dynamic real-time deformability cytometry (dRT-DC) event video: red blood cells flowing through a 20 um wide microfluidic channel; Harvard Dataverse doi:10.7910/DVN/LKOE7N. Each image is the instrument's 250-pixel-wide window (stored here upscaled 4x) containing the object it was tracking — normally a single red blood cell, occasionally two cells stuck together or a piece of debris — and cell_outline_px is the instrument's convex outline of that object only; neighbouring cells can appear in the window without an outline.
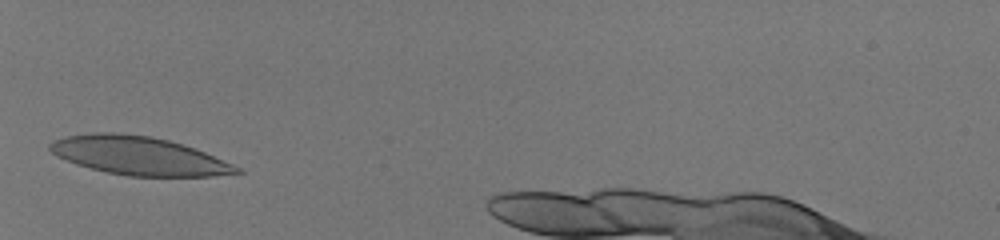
{"species": "human", "species_latin": "Homo sapiens", "temperature_condition": "room temperature", "stored_images_in_passage": 28, "camera_frame_rate_fps": 3000, "um_per_image_px": 0.085, "donor": {"sex": "male"}, "frame": {"image": 1, "passage_image": 1, "time_ms": 0.0, "image_size_px": [1000, 240], "cell_outline_px": [[244, 172], [212, 176], [128, 176], [108, 172], [76, 164], [56, 156], [48, 148], [48, 144], [56, 140], [68, 136], [92, 132], [116, 132], [152, 136], [168, 140], [204, 152], [232, 164], [240, 168]], "centroid_in_image_um": [11.76, 13.23], "position_along_channel_um": 73.2, "area_um2": 41.38}}
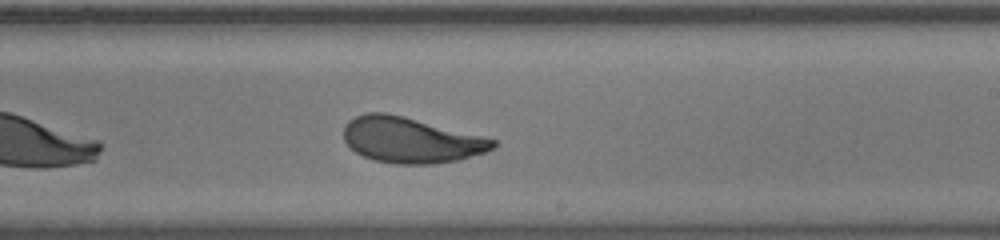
{"frame": {"image": 2, "passage_image": 15, "time_ms": 4.667, "image_size_px": [1000, 240], "cell_outline_px": [[496, 148], [460, 160], [436, 164], [396, 164], [372, 160], [356, 152], [344, 140], [344, 124], [348, 120], [364, 112], [384, 112], [404, 116], [496, 140]], "centroid_in_image_um": [34.89, 11.91], "position_along_channel_um": 254.1, "area_um2": 39.65}}
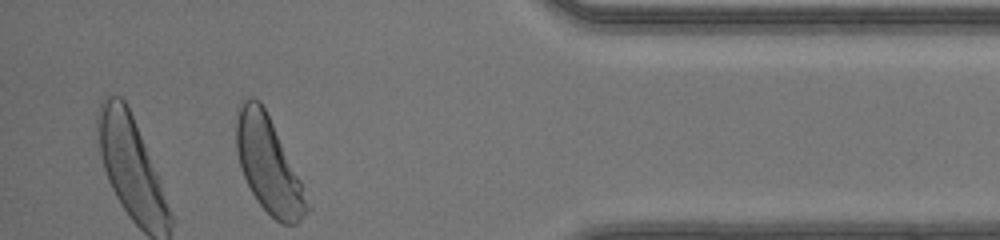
{"frame": {"image": 3, "passage_image": 28, "time_ms": 9.0, "image_size_px": [1000, 240], "cell_outline_px": [[312, 208], [296, 224], [284, 224], [276, 220], [256, 200], [244, 176], [236, 152], [236, 108], [240, 100], [252, 96], [260, 100], [300, 180]], "centroid_in_image_um": [22.8, 14.0], "position_along_channel_um": 412.4, "area_um2": 38.9}, "authors_computed_cell_mechanics": {"area_um2": 39.6219, "velocity_mm_per_s": 4.1343, "shape_relaxation_time_tau1_ms": 3.1199, "shape_relaxation_time_tau2_ms": null, "deformation_change_tau1": 0.1577, "deformation_change_tau2": null}}